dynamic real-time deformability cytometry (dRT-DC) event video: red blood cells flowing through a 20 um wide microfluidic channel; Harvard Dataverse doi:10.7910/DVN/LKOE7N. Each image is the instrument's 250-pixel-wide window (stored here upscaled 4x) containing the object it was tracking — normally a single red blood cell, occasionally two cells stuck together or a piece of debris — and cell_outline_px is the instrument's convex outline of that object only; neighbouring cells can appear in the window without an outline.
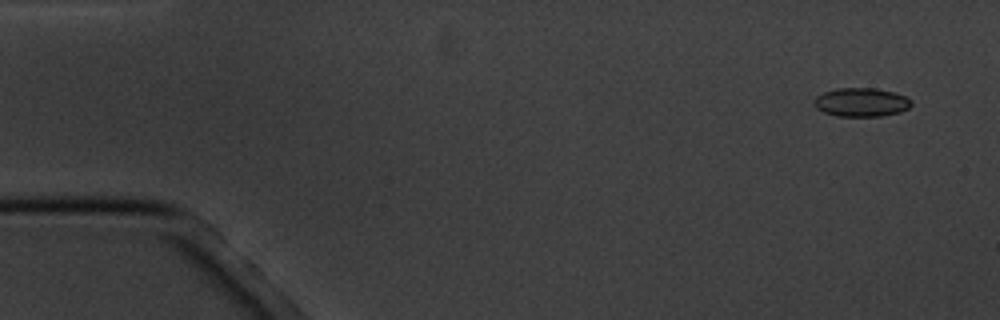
{"species": "common noctule bat (a hibernating species)", "species_latin": "Nyctalus noctula", "temperature_condition": "cold", "stored_images_in_passage": 5, "camera_frame_rate_fps": 3000, "um_per_image_px": 0.085, "animal": {"sex": "male", "body_mass_g": 20.1, "forearm_length_mm": 53.5}, "frame": {"image": 1, "passage_image": 1, "time_ms": 0.0, "image_size_px": [1000, 320], "cell_outline_px": [[912, 104], [908, 108], [900, 112], [880, 116], [836, 116], [824, 112], [816, 108], [816, 96], [824, 92], [836, 88], [876, 88], [892, 92], [904, 96], [912, 100]], "centroid_in_image_um": [73.22, 8.69], "position_along_channel_um": 11.8, "area_um2": 16.13}}